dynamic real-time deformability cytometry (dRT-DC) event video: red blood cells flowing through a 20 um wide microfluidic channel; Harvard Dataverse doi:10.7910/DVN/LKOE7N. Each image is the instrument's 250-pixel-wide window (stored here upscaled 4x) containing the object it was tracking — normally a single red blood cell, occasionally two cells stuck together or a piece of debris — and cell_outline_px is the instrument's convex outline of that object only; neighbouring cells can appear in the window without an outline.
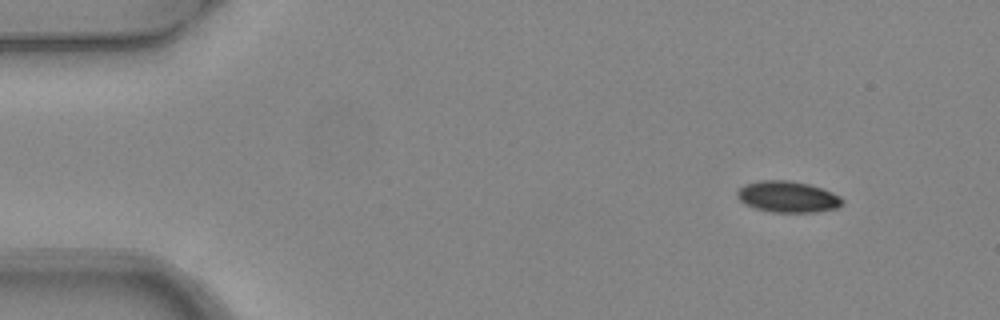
{"species": "common noctule bat (a hibernating species)", "species_latin": "Nyctalus noctula", "temperature_condition": "warm", "stored_images_in_passage": 5, "segment_of_instrument_passage": [2, 2], "camera_frame_rate_fps": 3000, "um_per_image_px": 0.085, "animal": {"sex": "female", "body_mass_g": 24.6, "forearm_length_mm": 56.2}, "frame": {"image": 1, "passage_image": 5, "time_ms": 1.333, "image_size_px": [1000, 320], "cell_outline_px": [[844, 200], [836, 208], [816, 212], [772, 212], [756, 208], [744, 204], [736, 196], [736, 192], [744, 184], [760, 180], [788, 180], [808, 184], [832, 192], [840, 196]], "centroid_in_image_um": [66.92, 16.72], "position_along_channel_um": 18.1, "area_um2": 19.07}}